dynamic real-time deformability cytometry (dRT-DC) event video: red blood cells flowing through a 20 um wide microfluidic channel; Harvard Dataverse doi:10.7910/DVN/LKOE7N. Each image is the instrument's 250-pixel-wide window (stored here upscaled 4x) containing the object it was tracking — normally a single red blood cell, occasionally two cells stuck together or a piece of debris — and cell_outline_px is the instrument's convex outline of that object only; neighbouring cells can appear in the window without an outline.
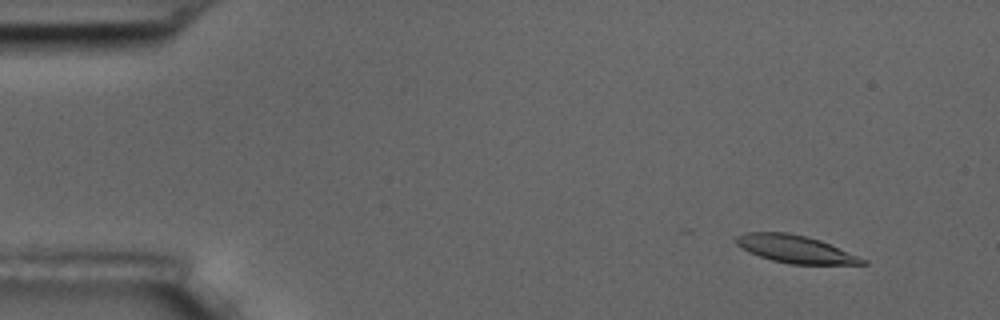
{"species": "common noctule bat (a hibernating species)", "species_latin": "Nyctalus noctula", "temperature_condition": "room temperature", "stored_images_in_passage": 14, "camera_frame_rate_fps": 3000, "um_per_image_px": 0.085, "animal": {"sex": "male", "body_mass_g": 17.5, "forearm_length_mm": 52.3}, "frame": {"image": 1, "passage_image": 1, "time_ms": 0.0, "image_size_px": [1000, 320], "cell_outline_px": [[868, 264], [788, 264], [772, 260], [760, 256], [736, 244], [736, 236], [744, 232], [788, 232], [820, 240], [868, 260]], "centroid_in_image_um": [67.62, 21.17], "position_along_channel_um": 17.4, "area_um2": 20.06}}
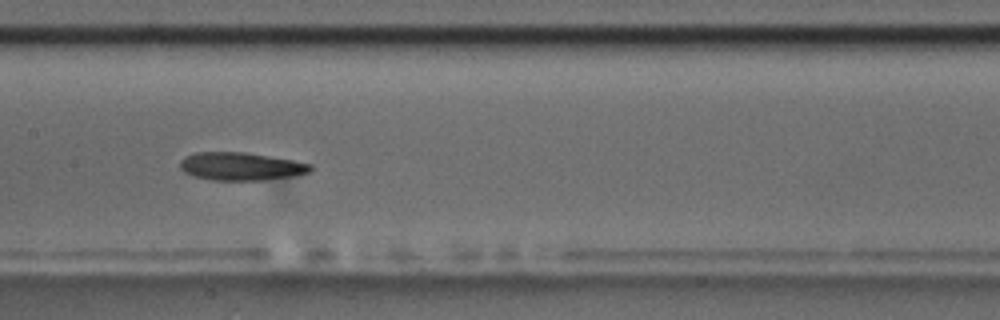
{"frame": {"image": 2, "passage_image": 7, "time_ms": 7.667, "image_size_px": [1000, 320], "cell_outline_px": [[312, 168], [308, 172], [292, 176], [260, 180], [212, 180], [192, 176], [184, 172], [180, 168], [180, 160], [184, 156], [196, 152], [248, 152], [292, 160], [312, 164]], "centroid_in_image_um": [20.43, 14.13], "position_along_channel_um": 187.0, "area_um2": 21.27}}
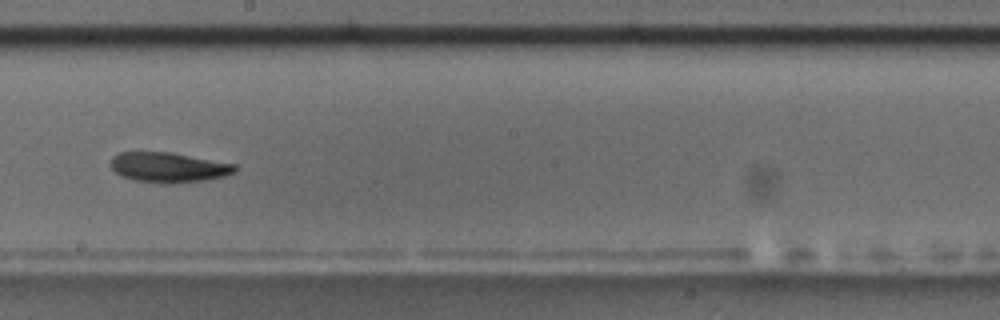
{"frame": {"image": 3, "passage_image": 8, "time_ms": 9.0, "image_size_px": [1000, 320], "cell_outline_px": [[236, 168], [232, 172], [224, 176], [204, 180], [164, 184], [136, 180], [124, 176], [116, 172], [112, 168], [112, 156], [120, 152], [172, 152], [236, 164]], "centroid_in_image_um": [14.33, 14.21], "position_along_channel_um": 233.9, "area_um2": 21.44}, "authors_computed_cell_mechanics": {"area_um2": 21.4438, "velocity_mm_per_s": 3.5528, "shape_relaxation_time_tau1_ms": 6.6335, "shape_relaxation_time_tau2_ms": 8.0837, "deformation_change_tau1": 0.1392, "deformation_change_tau2": 0.1737}}